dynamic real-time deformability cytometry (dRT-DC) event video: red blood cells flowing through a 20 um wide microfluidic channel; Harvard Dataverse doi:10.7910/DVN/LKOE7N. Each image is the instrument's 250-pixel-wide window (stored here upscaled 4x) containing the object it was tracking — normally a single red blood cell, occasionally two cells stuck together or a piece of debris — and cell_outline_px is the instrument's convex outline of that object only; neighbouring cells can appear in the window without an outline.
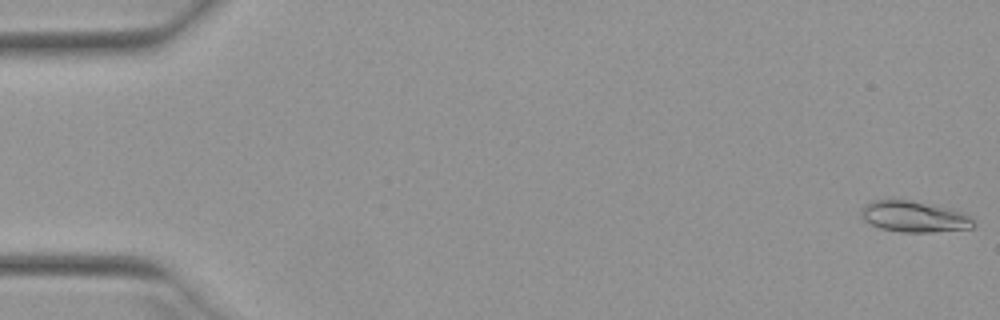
{"species": "Egyptian fruit bat (a non-hibernating species)", "species_latin": "Rousettus aegyptiacus", "temperature_condition": "warm", "stored_images_in_passage": 52, "camera_frame_rate_fps": 3000, "um_per_image_px": 0.085, "animal": {"sex": "female"}, "frame": {"image": 1, "passage_image": 1, "time_ms": 0.0, "image_size_px": [1000, 320], "cell_outline_px": [[976, 224], [972, 228], [932, 232], [900, 232], [880, 228], [864, 220], [860, 216], [860, 208], [864, 204], [872, 200], [908, 200], [952, 208], [964, 212], [972, 216]], "centroid_in_image_um": [77.72, 18.41], "position_along_channel_um": 7.3, "area_um2": 20.63}}
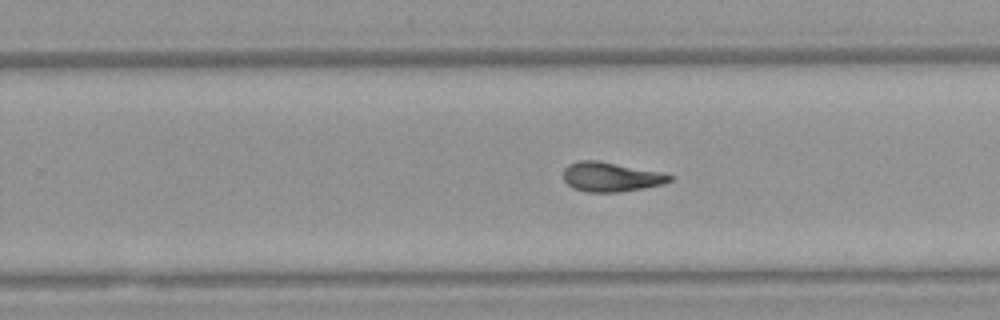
{"frame": {"image": 2, "passage_image": 33, "time_ms": 10.667, "image_size_px": [1000, 320], "cell_outline_px": [[672, 180], [664, 184], [644, 188], [620, 192], [588, 192], [572, 188], [564, 180], [564, 168], [568, 164], [576, 160], [596, 160], [660, 172], [672, 176]], "centroid_in_image_um": [51.89, 15.04], "position_along_channel_um": 277.9, "area_um2": 18.21}}
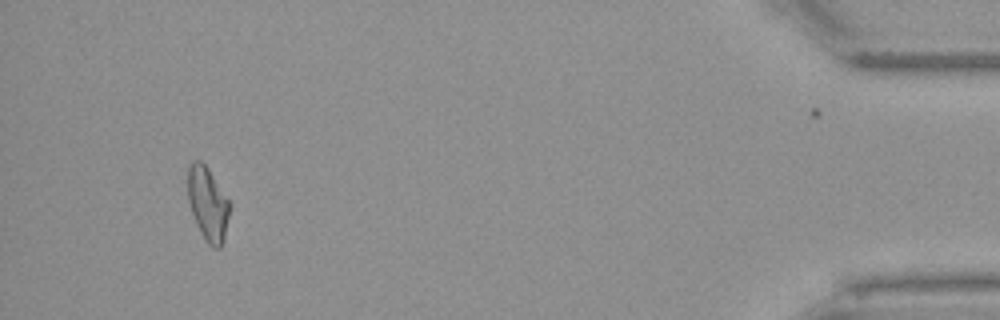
{"frame": {"image": 3, "passage_image": 49, "time_ms": 16.0, "image_size_px": [1000, 320], "cell_outline_px": [[228, 216], [224, 236], [220, 248], [212, 248], [204, 240], [192, 212], [188, 200], [188, 164], [192, 160], [200, 160], [208, 168], [228, 200]], "centroid_in_image_um": [17.63, 17.3], "position_along_channel_um": 417.6, "area_um2": 17.51}, "authors_computed_cell_mechanics": {"area_um2": 18.2937, "velocity_mm_per_s": 3.9656, "shape_relaxation_time_tau1_ms": 8.4038, "shape_relaxation_time_tau2_ms": 2.9367, "deformation_change_tau1": 0.2325, "deformation_change_tau2": 0.0966}}